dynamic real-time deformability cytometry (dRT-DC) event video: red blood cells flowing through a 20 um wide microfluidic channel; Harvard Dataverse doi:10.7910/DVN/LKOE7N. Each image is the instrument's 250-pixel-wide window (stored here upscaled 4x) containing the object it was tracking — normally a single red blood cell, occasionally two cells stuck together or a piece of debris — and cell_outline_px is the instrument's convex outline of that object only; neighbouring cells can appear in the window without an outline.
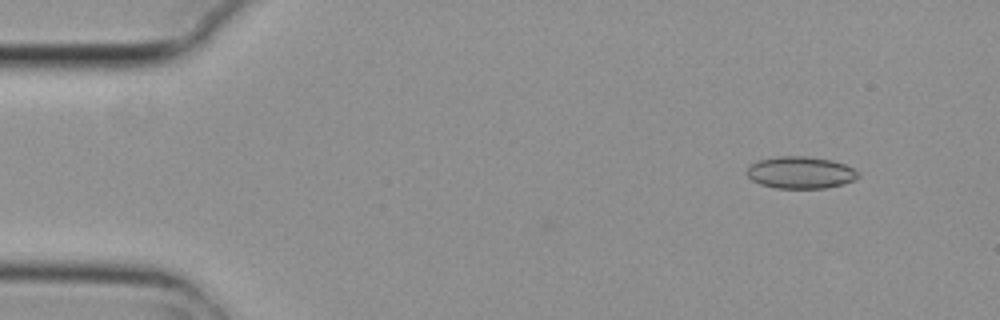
{"species": "common noctule bat (a hibernating species)", "species_latin": "Nyctalus noctula", "temperature_condition": "cold", "stored_images_in_passage": 2, "camera_frame_rate_fps": 3000, "um_per_image_px": 0.085, "animal": {"sex": "female", "body_mass_g": 29.2, "forearm_length_mm": 56.3}, "frame": {"image": 1, "passage_image": 2, "time_ms": 0.333, "image_size_px": [1000, 320], "cell_outline_px": [[860, 176], [844, 184], [824, 188], [776, 188], [760, 184], [752, 180], [748, 176], [748, 168], [756, 160], [780, 156], [808, 156], [832, 160], [844, 164], [860, 172]], "centroid_in_image_um": [68.06, 14.66], "position_along_channel_um": 16.9, "area_um2": 20.75}}